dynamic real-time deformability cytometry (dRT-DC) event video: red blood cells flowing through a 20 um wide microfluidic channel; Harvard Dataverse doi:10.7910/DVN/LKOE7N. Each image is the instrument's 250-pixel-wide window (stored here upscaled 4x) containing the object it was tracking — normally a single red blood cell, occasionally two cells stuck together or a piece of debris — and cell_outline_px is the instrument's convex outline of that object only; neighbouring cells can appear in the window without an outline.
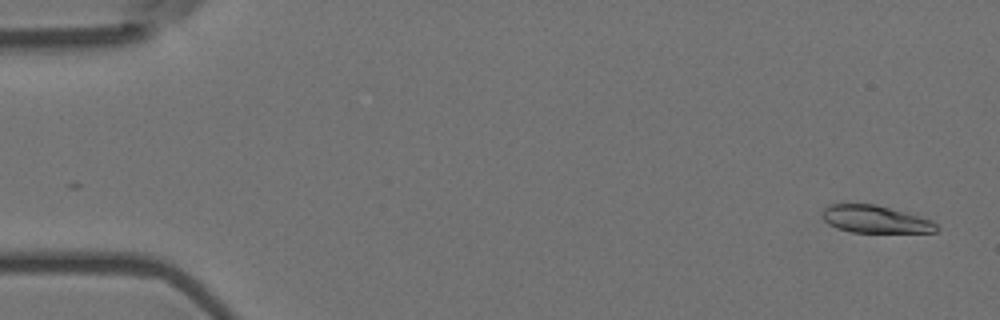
{"species": "Egyptian fruit bat (a non-hibernating species)", "species_latin": "Rousettus aegyptiacus", "temperature_condition": "room temperature", "stored_images_in_passage": 16, "camera_frame_rate_fps": 3000, "um_per_image_px": 0.085, "animal": {"sex": "female"}, "frame": {"image": 1, "passage_image": 2, "time_ms": 0.333, "image_size_px": [1000, 320], "cell_outline_px": [[940, 228], [936, 232], [852, 232], [836, 228], [828, 224], [820, 216], [824, 208], [832, 204], [876, 204], [932, 220]], "centroid_in_image_um": [74.37, 18.64], "position_along_channel_um": 10.6, "area_um2": 18.21}}
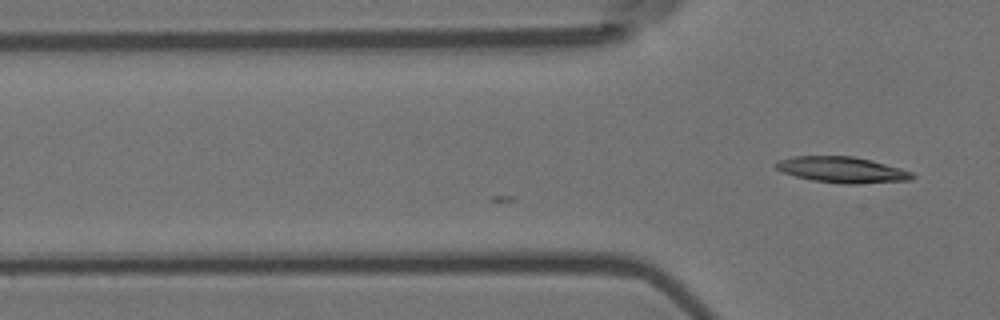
{"frame": {"image": 2, "passage_image": 16, "time_ms": 5.0, "image_size_px": [1000, 320], "cell_outline_px": [[916, 176], [912, 180], [856, 184], [840, 184], [812, 180], [796, 176], [784, 172], [776, 168], [776, 164], [780, 160], [796, 156], [852, 156], [900, 168], [912, 172]], "centroid_in_image_um": [71.62, 14.44], "position_along_channel_um": 54.2, "area_um2": 20.35}}